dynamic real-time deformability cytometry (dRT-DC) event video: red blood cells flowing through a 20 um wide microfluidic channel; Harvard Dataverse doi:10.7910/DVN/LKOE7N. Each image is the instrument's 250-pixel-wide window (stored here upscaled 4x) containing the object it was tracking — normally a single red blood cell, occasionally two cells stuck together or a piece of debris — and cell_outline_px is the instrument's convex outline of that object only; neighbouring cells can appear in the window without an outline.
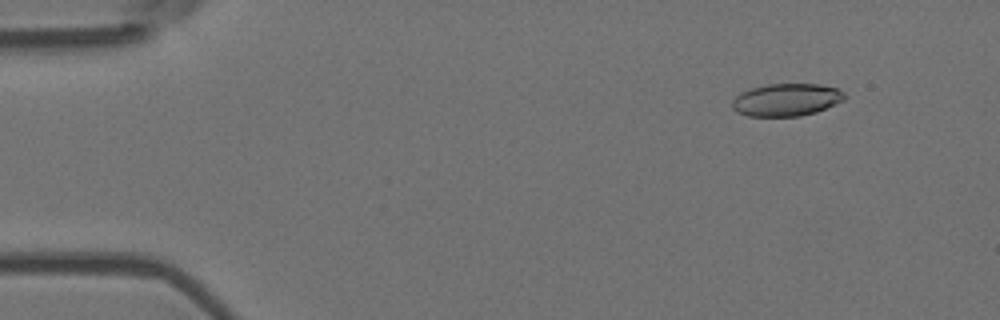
{"species": "Egyptian fruit bat (a non-hibernating species)", "species_latin": "Rousettus aegyptiacus", "temperature_condition": "room temperature", "stored_images_in_passage": 6, "camera_frame_rate_fps": 3000, "um_per_image_px": 0.085, "animal": {"sex": "female"}, "frame": {"image": 1, "passage_image": 2, "time_ms": 0.333, "image_size_px": [1000, 320], "cell_outline_px": [[848, 96], [844, 100], [836, 104], [816, 112], [800, 116], [748, 116], [736, 112], [732, 108], [732, 100], [740, 92], [752, 88], [768, 84], [820, 84], [836, 88], [844, 92]], "centroid_in_image_um": [66.86, 8.48], "position_along_channel_um": 18.1, "area_um2": 21.44}}
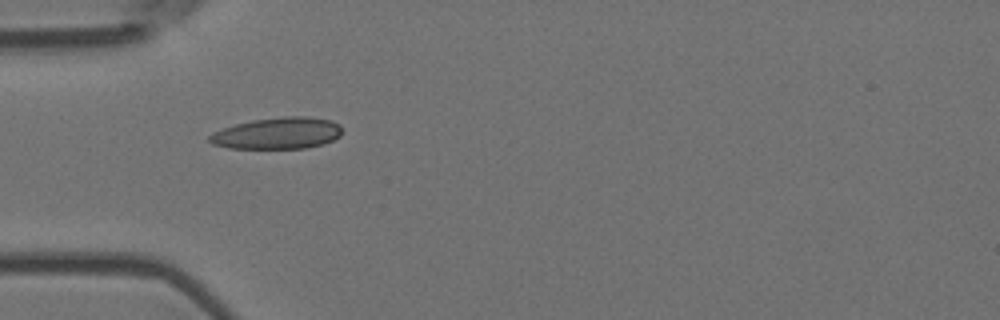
{"frame": {"image": 2, "passage_image": 5, "time_ms": 1.333, "image_size_px": [1000, 320], "cell_outline_px": [[340, 136], [324, 144], [304, 148], [228, 148], [212, 144], [208, 140], [208, 136], [212, 132], [236, 124], [252, 120], [284, 116], [304, 116], [332, 120], [340, 124]], "centroid_in_image_um": [23.58, 11.32], "position_along_channel_um": 61.4, "area_um2": 24.39}}
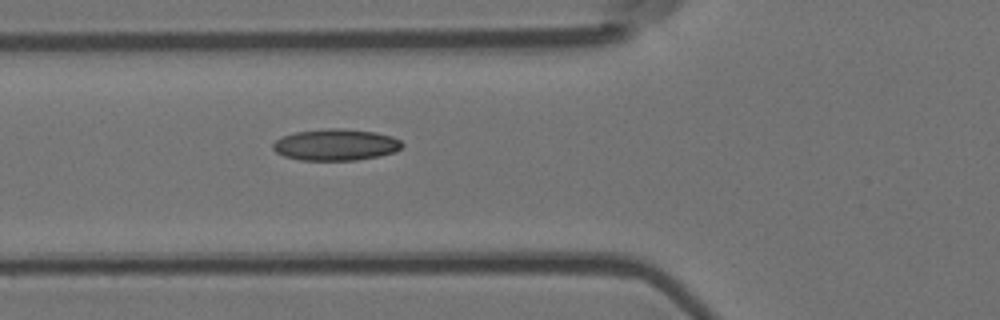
{"frame": {"image": 3, "passage_image": 6, "time_ms": 1.667, "image_size_px": [1000, 320], "cell_outline_px": [[404, 144], [396, 152], [380, 156], [356, 160], [300, 160], [284, 156], [276, 152], [272, 148], [272, 144], [280, 136], [296, 132], [328, 128], [340, 128], [376, 132], [392, 136], [400, 140]], "centroid_in_image_um": [28.54, 12.3], "position_along_channel_um": 97.3, "area_um2": 23.87}}